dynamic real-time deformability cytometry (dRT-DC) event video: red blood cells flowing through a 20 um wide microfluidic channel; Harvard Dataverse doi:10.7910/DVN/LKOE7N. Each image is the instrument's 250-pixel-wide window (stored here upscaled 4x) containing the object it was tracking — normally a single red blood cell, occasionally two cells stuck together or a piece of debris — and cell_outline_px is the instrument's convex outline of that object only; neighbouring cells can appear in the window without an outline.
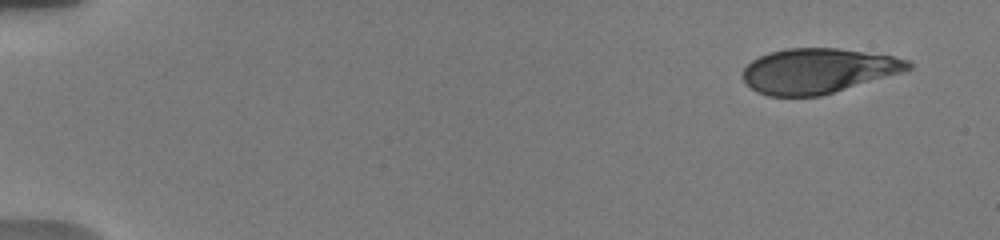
{"species": "human", "species_latin": "Homo sapiens", "temperature_condition": "warm", "stored_images_in_passage": 7, "camera_frame_rate_fps": 3000, "um_per_image_px": 0.085, "donor": {"sex": "male"}, "frame": {"image": 1, "passage_image": 1, "time_ms": 0.0, "image_size_px": [1000, 240], "cell_outline_px": [[912, 68], [900, 72], [820, 96], [768, 96], [756, 92], [744, 80], [744, 68], [752, 60], [768, 52], [788, 48], [836, 48], [892, 56], [908, 60], [912, 64]], "centroid_in_image_um": [69.49, 6.01], "position_along_channel_um": 15.5, "area_um2": 42.71}}
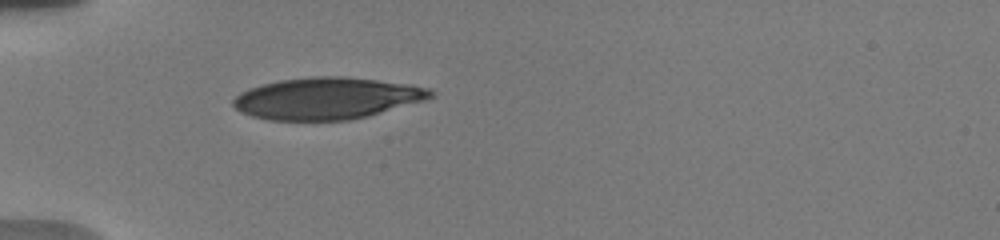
{"frame": {"image": 2, "passage_image": 6, "time_ms": 4.667, "image_size_px": [1000, 240], "cell_outline_px": [[436, 96], [424, 100], [368, 116], [348, 120], [268, 120], [252, 116], [240, 112], [232, 104], [232, 100], [240, 92], [248, 88], [280, 80], [312, 76], [344, 76], [412, 84], [428, 88], [436, 92]], "centroid_in_image_um": [27.79, 8.35], "position_along_channel_um": 57.2, "area_um2": 48.15}}